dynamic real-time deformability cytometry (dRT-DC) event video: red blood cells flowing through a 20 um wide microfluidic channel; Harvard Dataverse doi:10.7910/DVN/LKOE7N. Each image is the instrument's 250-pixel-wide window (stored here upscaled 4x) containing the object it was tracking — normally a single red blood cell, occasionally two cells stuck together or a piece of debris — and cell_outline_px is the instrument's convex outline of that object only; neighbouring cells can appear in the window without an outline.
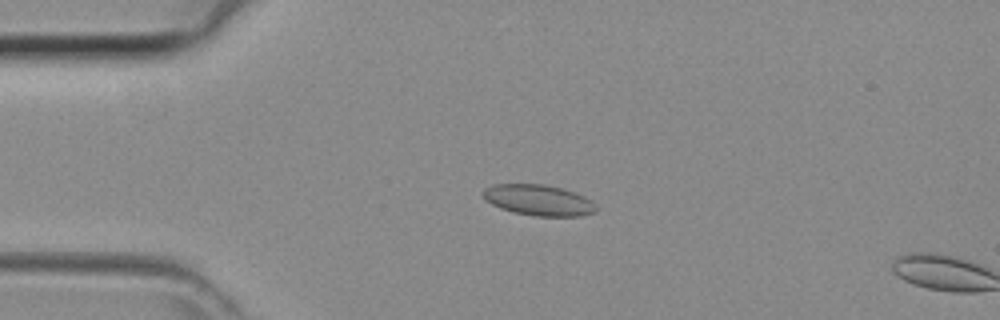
{"species": "common noctule bat (a hibernating species)", "species_latin": "Nyctalus noctula", "temperature_condition": "room temperature", "stored_images_in_passage": 11, "camera_frame_rate_fps": 3000, "um_per_image_px": 0.085, "animal": {"sex": "female", "body_mass_g": 29.2, "forearm_length_mm": 56.3}, "frame": {"image": 1, "passage_image": 10, "time_ms": 3.0, "image_size_px": [1000, 320], "cell_outline_px": [[596, 212], [580, 216], [536, 216], [512, 212], [500, 208], [484, 200], [480, 192], [484, 188], [492, 184], [544, 184], [576, 192], [592, 200], [596, 204]], "centroid_in_image_um": [45.75, 17.01], "position_along_channel_um": 39.3, "area_um2": 20.63}}